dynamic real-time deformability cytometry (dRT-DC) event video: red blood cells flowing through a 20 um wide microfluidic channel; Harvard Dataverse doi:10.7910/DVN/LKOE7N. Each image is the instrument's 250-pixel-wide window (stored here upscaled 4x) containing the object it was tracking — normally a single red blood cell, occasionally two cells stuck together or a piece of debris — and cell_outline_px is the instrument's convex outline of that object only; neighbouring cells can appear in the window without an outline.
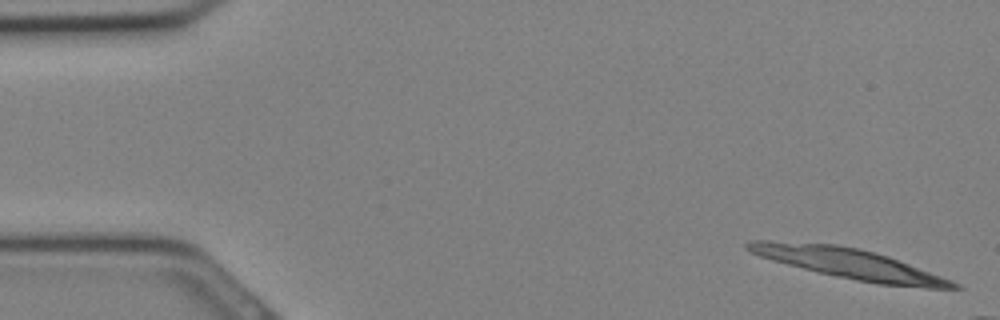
{"species": "Egyptian fruit bat (a non-hibernating species)", "species_latin": "Rousettus aegyptiacus", "temperature_condition": "cold", "stored_images_in_passage": 7, "camera_frame_rate_fps": 3000, "um_per_image_px": 0.085, "animal": {"sex": "female"}, "frame": {"image": 1, "passage_image": 1, "time_ms": 0.0, "image_size_px": [1000, 320], "cell_outline_px": [[964, 288], [928, 288], [876, 284], [836, 276], [772, 260], [760, 256], [744, 248], [744, 244], [748, 240], [768, 240], [836, 244], [860, 248], [888, 256], [952, 280], [960, 284]], "centroid_in_image_um": [72.17, 22.39], "position_along_channel_um": 12.8, "area_um2": 36.01}}